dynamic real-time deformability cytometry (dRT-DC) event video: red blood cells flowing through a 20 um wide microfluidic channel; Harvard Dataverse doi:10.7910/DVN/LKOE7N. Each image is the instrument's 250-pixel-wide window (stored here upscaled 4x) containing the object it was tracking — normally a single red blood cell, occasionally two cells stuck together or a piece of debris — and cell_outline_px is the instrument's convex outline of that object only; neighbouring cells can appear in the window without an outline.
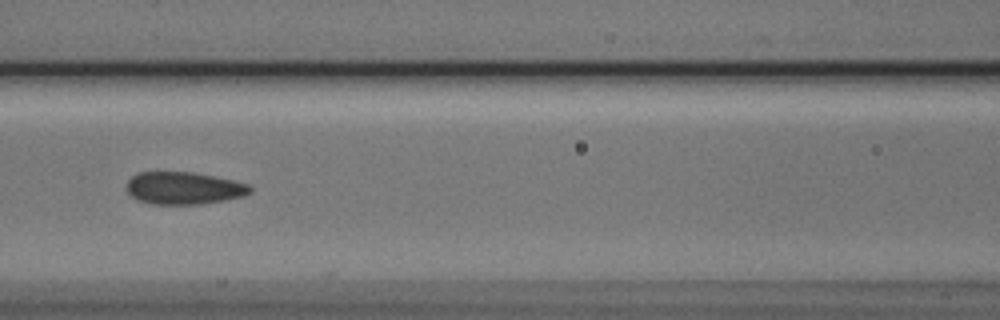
{"species": "Egyptian fruit bat (a non-hibernating species)", "species_latin": "Rousettus aegyptiacus", "temperature_condition": "cold", "stored_images_in_passage": 8, "camera_frame_rate_fps": 3000, "um_per_image_px": 0.085, "animal": {"sex": "male"}, "frame": {"image": 1, "passage_image": 5, "time_ms": 1.333, "image_size_px": [1000, 320], "cell_outline_px": [[252, 192], [244, 196], [228, 200], [200, 204], [152, 204], [136, 200], [124, 188], [128, 180], [136, 172], [192, 172], [216, 176], [248, 184], [252, 188]], "centroid_in_image_um": [15.61, 15.99], "position_along_channel_um": 151.0, "area_um2": 23.64}}
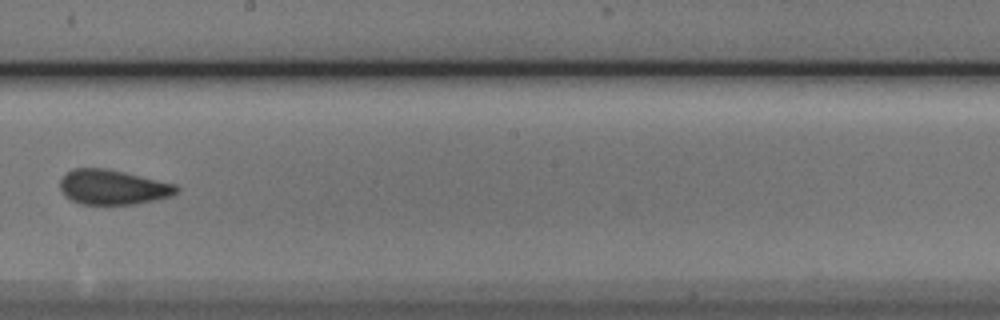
{"frame": {"image": 2, "passage_image": 7, "time_ms": 2.0, "image_size_px": [1000, 320], "cell_outline_px": [[180, 192], [172, 196], [156, 200], [136, 204], [80, 204], [64, 196], [60, 188], [60, 180], [72, 168], [104, 168], [176, 184], [180, 188]], "centroid_in_image_um": [9.61, 15.92], "position_along_channel_um": 238.6, "area_um2": 23.64}}
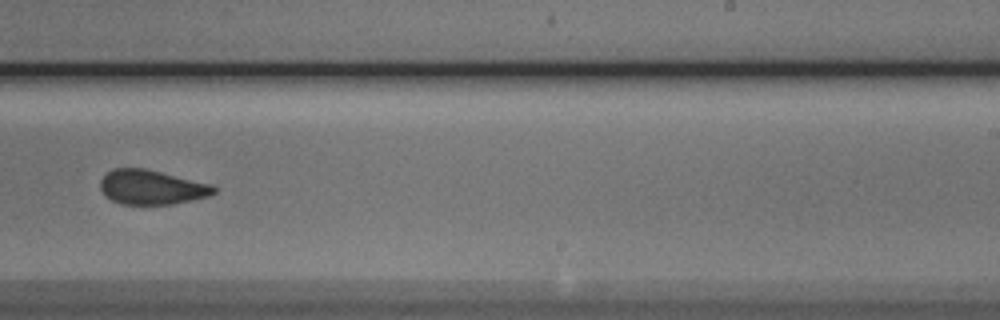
{"frame": {"image": 3, "passage_image": 8, "time_ms": 2.333, "image_size_px": [1000, 320], "cell_outline_px": [[216, 192], [208, 196], [192, 200], [172, 204], [120, 204], [112, 200], [100, 188], [100, 180], [112, 168], [144, 168], [212, 184], [216, 188]], "centroid_in_image_um": [12.9, 15.91], "position_along_channel_um": 276.1, "area_um2": 22.66}}